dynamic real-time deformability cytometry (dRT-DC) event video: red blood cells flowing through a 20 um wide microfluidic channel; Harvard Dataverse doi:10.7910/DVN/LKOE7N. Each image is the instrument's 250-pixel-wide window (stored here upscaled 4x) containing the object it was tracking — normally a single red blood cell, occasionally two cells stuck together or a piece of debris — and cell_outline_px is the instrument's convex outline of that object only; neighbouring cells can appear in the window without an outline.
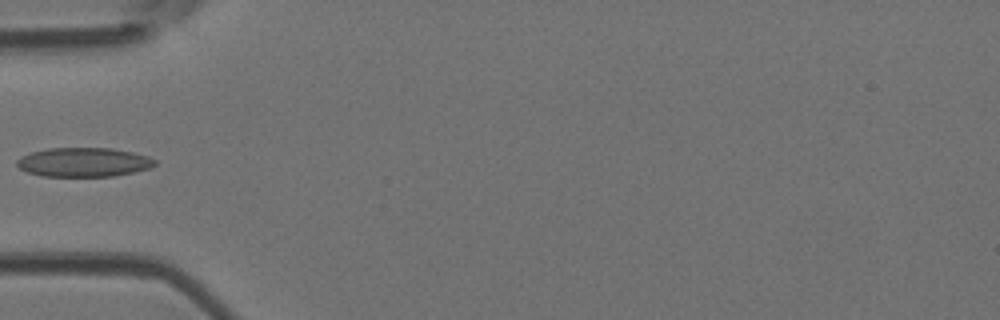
{"species": "Egyptian fruit bat (a non-hibernating species)", "species_latin": "Rousettus aegyptiacus", "temperature_condition": "room temperature", "stored_images_in_passage": 4, "camera_frame_rate_fps": 3000, "um_per_image_px": 0.085, "animal": {"sex": "female"}, "frame": {"image": 1, "passage_image": 4, "time_ms": 1.0, "image_size_px": [1000, 320], "cell_outline_px": [[156, 164], [152, 168], [116, 176], [40, 176], [28, 172], [20, 168], [16, 164], [16, 160], [20, 156], [32, 152], [48, 148], [112, 148], [132, 152], [148, 156], [156, 160]], "centroid_in_image_um": [7.13, 13.79], "position_along_channel_um": 77.9, "area_um2": 23.58}}